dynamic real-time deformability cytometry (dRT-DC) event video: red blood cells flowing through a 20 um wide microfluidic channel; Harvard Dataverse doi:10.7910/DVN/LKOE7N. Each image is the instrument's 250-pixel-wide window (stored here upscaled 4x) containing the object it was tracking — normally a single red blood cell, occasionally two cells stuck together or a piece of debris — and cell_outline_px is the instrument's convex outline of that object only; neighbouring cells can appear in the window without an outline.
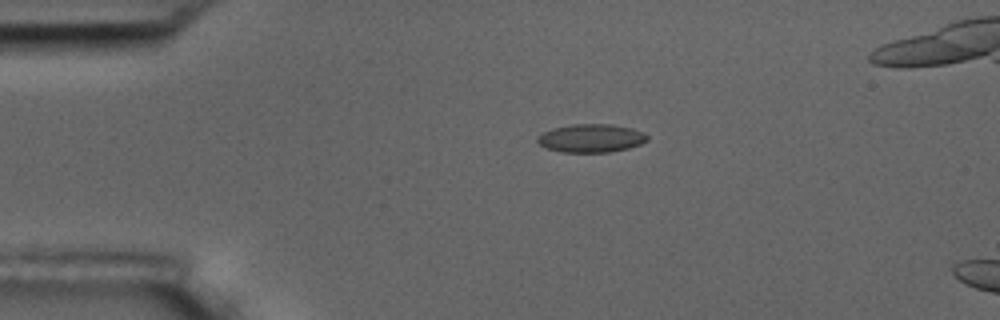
{"species": "common noctule bat (a hibernating species)", "species_latin": "Nyctalus noctula", "temperature_condition": "room temperature", "stored_images_in_passage": 3, "camera_frame_rate_fps": 3000, "um_per_image_px": 0.085, "animal": {"sex": "male", "body_mass_g": 17.5, "forearm_length_mm": 52.3}, "frame": {"image": 1, "passage_image": 1, "time_ms": 0.0, "image_size_px": [1000, 320], "cell_outline_px": [[648, 140], [640, 144], [628, 148], [612, 152], [560, 152], [548, 148], [540, 144], [536, 140], [536, 136], [552, 128], [572, 124], [612, 124], [632, 128], [644, 132], [648, 136]], "centroid_in_image_um": [50.25, 11.74], "position_along_channel_um": 34.7, "area_um2": 18.21}}